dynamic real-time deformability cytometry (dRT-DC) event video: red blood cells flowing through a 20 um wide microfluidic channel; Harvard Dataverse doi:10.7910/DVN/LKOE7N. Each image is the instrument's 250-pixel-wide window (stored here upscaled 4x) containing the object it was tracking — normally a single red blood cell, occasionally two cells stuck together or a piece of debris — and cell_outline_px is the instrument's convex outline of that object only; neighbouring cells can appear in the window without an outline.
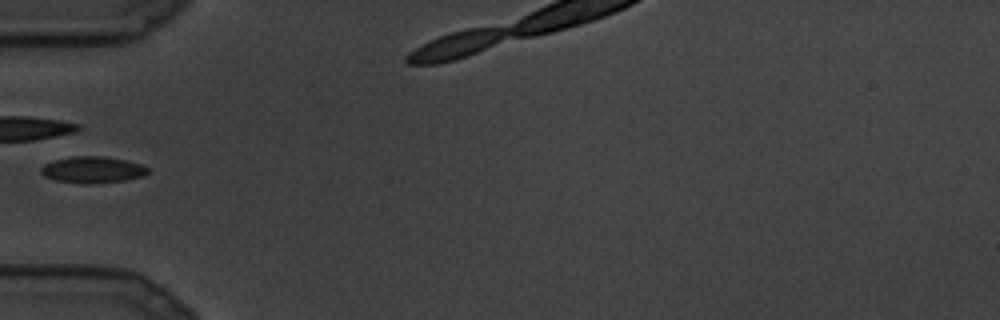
{"species": "common noctule bat (a hibernating species)", "species_latin": "Nyctalus noctula", "temperature_condition": "cold", "stored_images_in_passage": 8, "camera_frame_rate_fps": 3000, "um_per_image_px": 0.085, "animal": {"sex": "male", "body_mass_g": 19.5, "forearm_length_mm": 54.6}, "frame": {"image": 1, "passage_image": 6, "time_ms": 1.667, "image_size_px": [1000, 320], "cell_outline_px": [[148, 172], [144, 176], [124, 180], [92, 184], [80, 184], [56, 180], [44, 176], [40, 172], [40, 168], [44, 164], [56, 160], [72, 156], [104, 156], [124, 160], [140, 164], [148, 168]], "centroid_in_image_um": [7.85, 14.43], "position_along_channel_um": 77.2, "area_um2": 16.47}}